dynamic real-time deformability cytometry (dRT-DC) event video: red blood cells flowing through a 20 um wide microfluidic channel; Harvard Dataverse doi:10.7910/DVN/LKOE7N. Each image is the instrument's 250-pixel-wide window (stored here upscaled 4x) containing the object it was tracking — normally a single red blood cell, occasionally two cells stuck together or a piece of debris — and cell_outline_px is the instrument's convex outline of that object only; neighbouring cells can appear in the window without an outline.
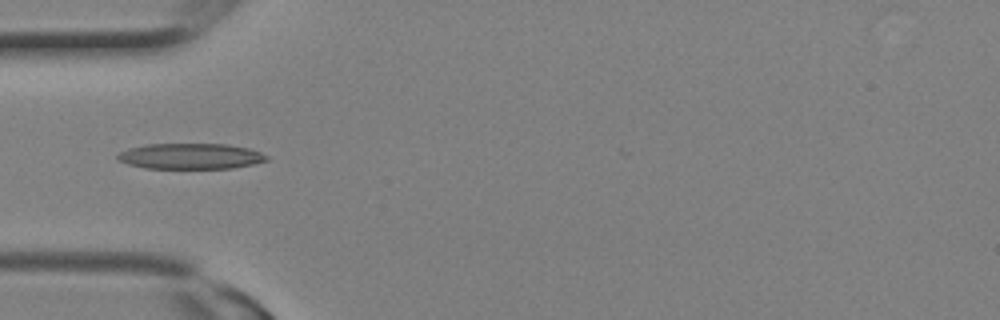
{"species": "Egyptian fruit bat (a non-hibernating species)", "species_latin": "Rousettus aegyptiacus", "temperature_condition": "room temperature", "stored_images_in_passage": 2, "camera_frame_rate_fps": 3000, "um_per_image_px": 0.085, "animal": {"sex": "female"}, "frame": {"image": 1, "passage_image": 2, "time_ms": 0.333, "image_size_px": [1000, 320], "cell_outline_px": [[268, 160], [252, 164], [232, 168], [144, 168], [128, 164], [116, 160], [116, 156], [120, 152], [128, 148], [148, 144], [228, 144], [248, 148], [260, 152], [268, 156]], "centroid_in_image_um": [16.17, 13.27], "position_along_channel_um": 68.8, "area_um2": 22.31}}